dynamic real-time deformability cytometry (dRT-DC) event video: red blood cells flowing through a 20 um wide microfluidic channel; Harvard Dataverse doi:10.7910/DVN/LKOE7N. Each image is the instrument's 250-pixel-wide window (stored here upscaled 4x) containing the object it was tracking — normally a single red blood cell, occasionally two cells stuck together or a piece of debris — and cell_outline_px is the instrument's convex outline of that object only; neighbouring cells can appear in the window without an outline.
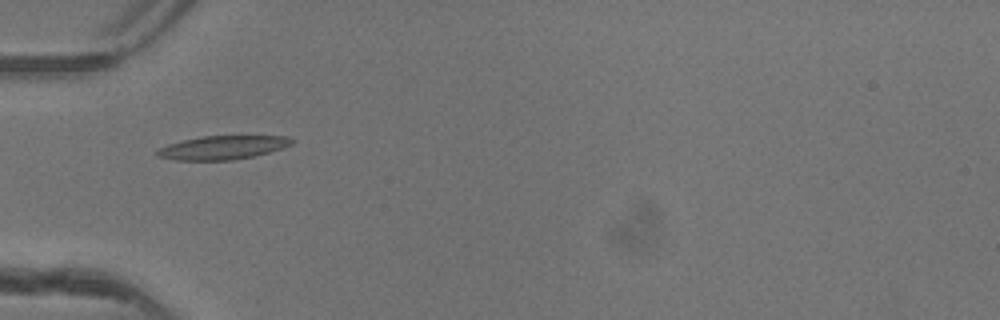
{"species": "common noctule bat (a hibernating species)", "species_latin": "Nyctalus noctula", "temperature_condition": "warm", "stored_images_in_passage": 34, "camera_frame_rate_fps": 3000, "um_per_image_px": 0.085, "animal": {"sex": "female"}, "frame": {"image": 1, "passage_image": 1, "time_ms": 0.0, "image_size_px": [1000, 320], "cell_outline_px": [[296, 140], [292, 144], [284, 148], [252, 156], [232, 160], [176, 160], [156, 156], [156, 152], [160, 148], [168, 144], [184, 140], [204, 136], [288, 136]], "centroid_in_image_um": [18.96, 12.54], "position_along_channel_um": 66.0, "area_um2": 18.44}}
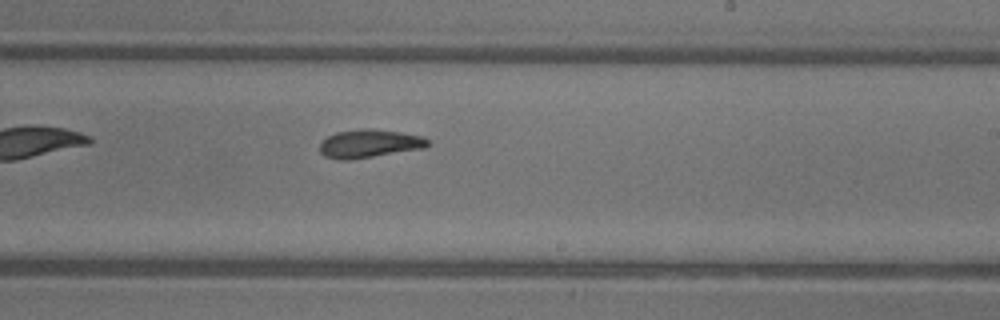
{"frame": {"image": 2, "passage_image": 15, "time_ms": 4.667, "image_size_px": [1000, 320], "cell_outline_px": [[428, 144], [424, 148], [348, 160], [336, 160], [324, 156], [320, 152], [320, 144], [328, 136], [336, 132], [364, 128], [400, 132], [420, 136], [428, 140]], "centroid_in_image_um": [31.34, 12.21], "position_along_channel_um": 257.7, "area_um2": 17.51}}
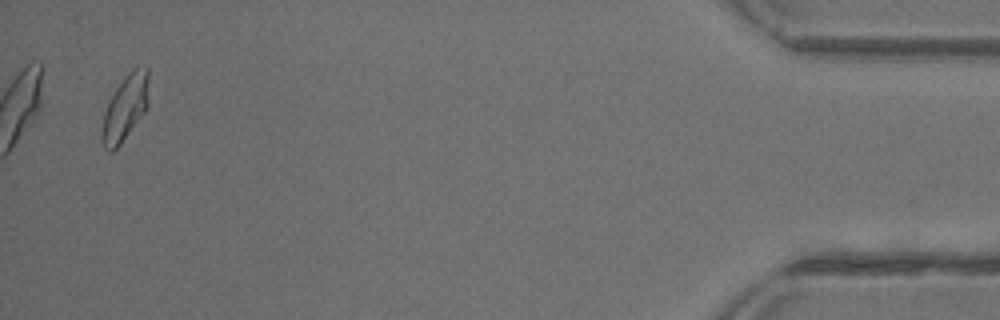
{"frame": {"image": 3, "passage_image": 33, "time_ms": 10.667, "image_size_px": [1000, 320], "cell_outline_px": [[148, 104], [144, 112], [120, 144], [112, 152], [108, 152], [104, 148], [100, 136], [104, 112], [116, 88], [124, 76], [132, 68], [148, 68]], "centroid_in_image_um": [10.62, 9.18], "position_along_channel_um": 424.6, "area_um2": 17.69}, "authors_computed_cell_mechanics": {"area_um2": 17.4556, "velocity_mm_per_s": 4.1391, "shape_relaxation_time_tau1_ms": 7.8765, "shape_relaxation_time_tau2_ms": 3.9703, "deformation_change_tau1": 0.2046, "deformation_change_tau2": 0.0978}}